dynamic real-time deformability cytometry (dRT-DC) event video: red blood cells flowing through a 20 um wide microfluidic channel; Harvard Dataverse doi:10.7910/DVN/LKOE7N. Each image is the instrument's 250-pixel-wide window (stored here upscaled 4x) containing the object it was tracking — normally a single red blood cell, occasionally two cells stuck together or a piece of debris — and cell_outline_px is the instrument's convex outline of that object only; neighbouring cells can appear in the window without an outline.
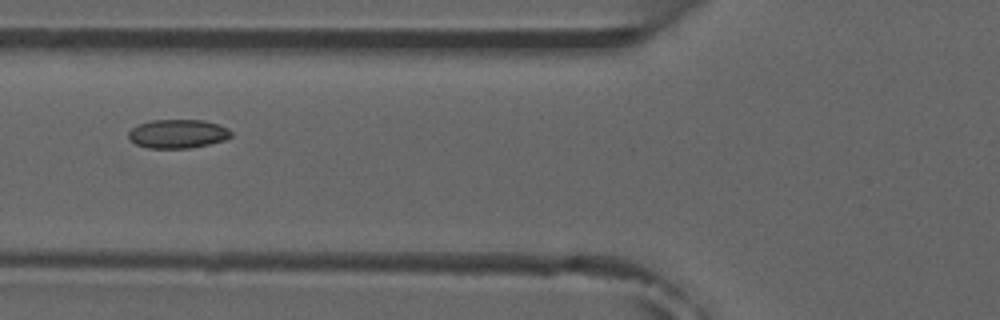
{"species": "common noctule bat (a hibernating species)", "species_latin": "Nyctalus noctula", "temperature_condition": "room temperature", "stored_images_in_passage": 6, "camera_frame_rate_fps": 3000, "um_per_image_px": 0.085, "animal": {"sex": "male", "forearm_length_mm": 52.5}, "frame": {"image": 1, "passage_image": 5, "time_ms": 5.333, "image_size_px": [1000, 320], "cell_outline_px": [[232, 136], [224, 140], [208, 144], [188, 148], [148, 148], [136, 144], [128, 136], [128, 132], [132, 128], [140, 124], [152, 120], [204, 120], [220, 124], [228, 128], [232, 132]], "centroid_in_image_um": [15.14, 11.36], "position_along_channel_um": 110.7, "area_um2": 17.17}}